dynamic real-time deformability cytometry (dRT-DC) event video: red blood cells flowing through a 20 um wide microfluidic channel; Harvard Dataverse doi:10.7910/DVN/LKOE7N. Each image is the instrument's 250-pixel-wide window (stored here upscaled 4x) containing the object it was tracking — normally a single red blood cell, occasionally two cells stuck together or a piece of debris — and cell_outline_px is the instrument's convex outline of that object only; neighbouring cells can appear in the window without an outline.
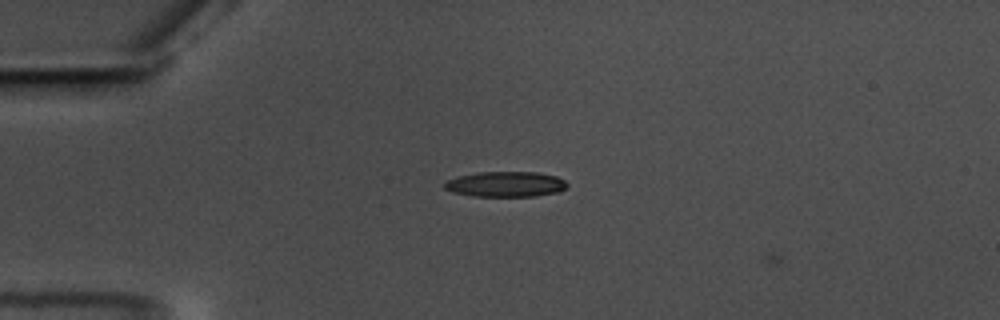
{"species": "common noctule bat (a hibernating species)", "species_latin": "Nyctalus noctula", "temperature_condition": "warm", "stored_images_in_passage": 2, "camera_frame_rate_fps": 3000, "um_per_image_px": 0.085, "animal": {"sex": "male", "body_mass_g": 17.5, "forearm_length_mm": 52.3}, "frame": {"image": 1, "passage_image": 1, "time_ms": 0.0, "image_size_px": [1000, 320], "cell_outline_px": [[568, 184], [560, 192], [536, 196], [472, 196], [452, 192], [444, 188], [444, 184], [448, 180], [460, 176], [480, 172], [536, 172], [556, 176], [564, 180]], "centroid_in_image_um": [43.0, 15.66], "position_along_channel_um": 42.0, "area_um2": 18.03}}